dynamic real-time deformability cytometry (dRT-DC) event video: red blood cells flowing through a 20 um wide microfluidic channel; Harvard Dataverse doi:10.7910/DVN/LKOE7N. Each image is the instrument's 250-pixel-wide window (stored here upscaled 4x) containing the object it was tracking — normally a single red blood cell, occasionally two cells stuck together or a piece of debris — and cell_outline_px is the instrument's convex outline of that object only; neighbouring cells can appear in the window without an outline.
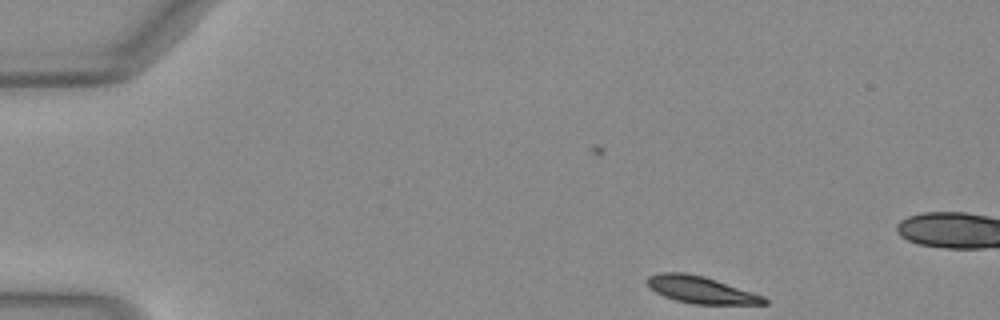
{"species": "Egyptian fruit bat (a non-hibernating species)", "species_latin": "Rousettus aegyptiacus", "temperature_condition": "warm", "stored_images_in_passage": 2, "camera_frame_rate_fps": 3000, "um_per_image_px": 0.085, "animal": {"sex": "female"}, "frame": {"image": 1, "passage_image": 2, "time_ms": 0.333, "image_size_px": [1000, 320], "cell_outline_px": [[768, 304], [692, 304], [676, 300], [664, 296], [648, 288], [644, 280], [648, 276], [660, 272], [684, 272], [704, 276], [764, 296], [768, 300]], "centroid_in_image_um": [59.52, 24.63], "position_along_channel_um": 25.5, "area_um2": 18.5}}